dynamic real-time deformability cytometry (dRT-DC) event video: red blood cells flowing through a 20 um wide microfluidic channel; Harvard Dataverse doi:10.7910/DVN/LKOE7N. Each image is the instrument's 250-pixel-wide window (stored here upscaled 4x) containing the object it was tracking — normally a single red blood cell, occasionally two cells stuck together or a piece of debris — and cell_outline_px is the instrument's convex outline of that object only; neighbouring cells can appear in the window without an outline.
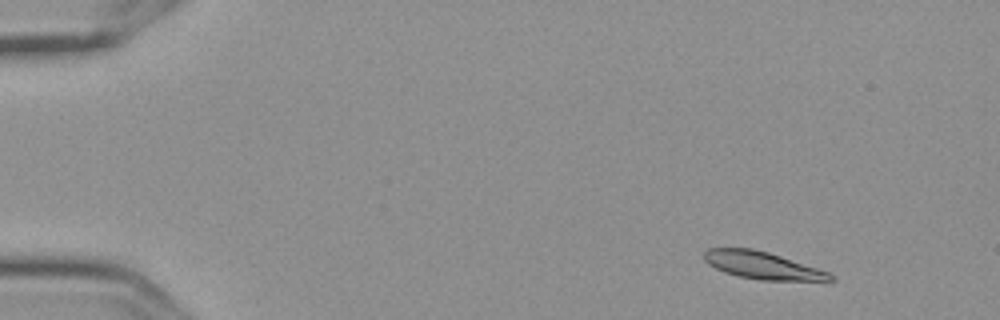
{"species": "Egyptian fruit bat (a non-hibernating species)", "species_latin": "Rousettus aegyptiacus", "temperature_condition": "cold", "stored_images_in_passage": 4, "camera_frame_rate_fps": 3000, "um_per_image_px": 0.085, "frame": {"image": 1, "passage_image": 1, "time_ms": 0.0, "image_size_px": [1000, 320], "cell_outline_px": [[836, 280], [760, 280], [740, 276], [724, 272], [708, 264], [704, 260], [704, 252], [708, 248], [752, 248], [768, 252], [828, 272], [836, 276]], "centroid_in_image_um": [64.77, 22.55], "position_along_channel_um": 20.2, "area_um2": 19.77}}
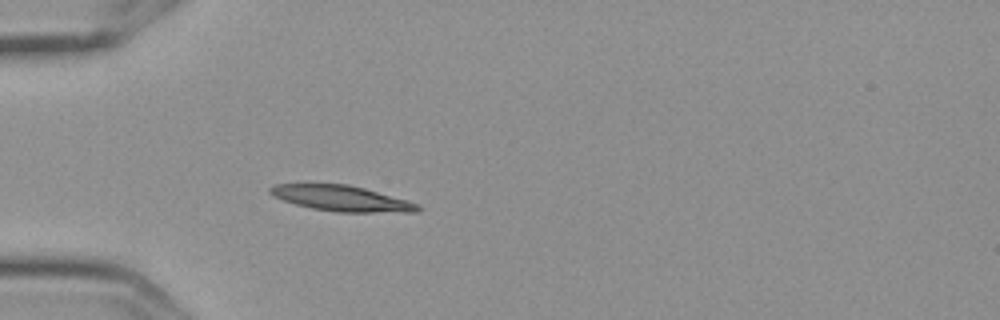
{"frame": {"image": 2, "passage_image": 4, "time_ms": 1.0, "image_size_px": [1000, 320], "cell_outline_px": [[424, 208], [420, 212], [336, 212], [312, 208], [296, 204], [272, 196], [268, 192], [268, 188], [276, 184], [348, 184], [364, 188], [408, 200], [420, 204]], "centroid_in_image_um": [29.09, 16.87], "position_along_channel_um": 55.9, "area_um2": 22.14}}